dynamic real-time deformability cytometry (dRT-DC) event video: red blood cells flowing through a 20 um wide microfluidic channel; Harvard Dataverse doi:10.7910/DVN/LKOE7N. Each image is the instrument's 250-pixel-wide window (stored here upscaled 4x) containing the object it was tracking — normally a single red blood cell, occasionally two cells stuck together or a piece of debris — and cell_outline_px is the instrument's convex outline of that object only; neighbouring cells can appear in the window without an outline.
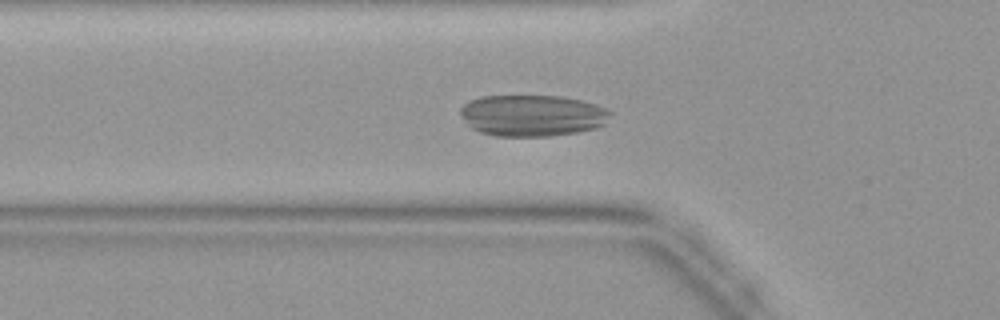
{"species": "common noctule bat (a hibernating species)", "species_latin": "Nyctalus noctula", "temperature_condition": "warm", "stored_images_in_passage": 43, "camera_frame_rate_fps": 3000, "um_per_image_px": 0.085, "animal": {"sex": "female", "body_mass_g": 19.9}, "frame": {"image": 1, "passage_image": 14, "time_ms": 4.333, "image_size_px": [1000, 320], "cell_outline_px": [[612, 112], [604, 124], [596, 128], [576, 132], [548, 136], [496, 136], [480, 132], [472, 128], [468, 124], [460, 112], [460, 108], [468, 100], [480, 96], [560, 96], [580, 100], [596, 104], [608, 108]], "centroid_in_image_um": [45.25, 9.81], "position_along_channel_um": 80.6, "area_um2": 36.24}}
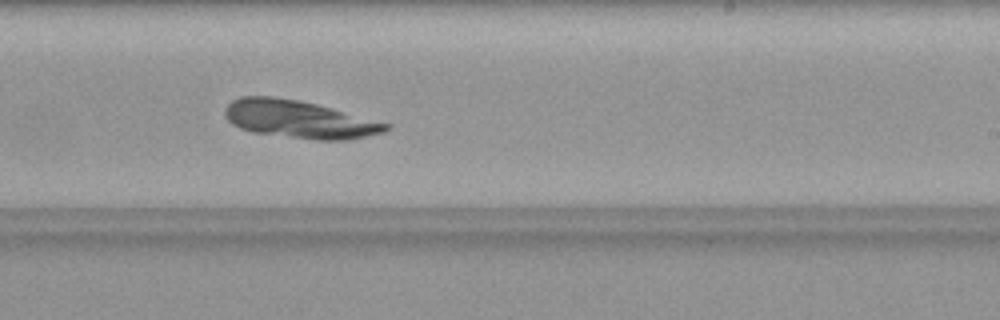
{"frame": {"image": 2, "passage_image": 26, "time_ms": 8.333, "image_size_px": [1000, 320], "cell_outline_px": [[392, 128], [384, 132], [344, 140], [316, 140], [252, 132], [240, 128], [232, 124], [224, 116], [224, 108], [232, 100], [240, 96], [272, 96], [300, 100], [316, 104], [392, 124]], "centroid_in_image_um": [25.41, 10.13], "position_along_channel_um": 263.6, "area_um2": 35.43}}
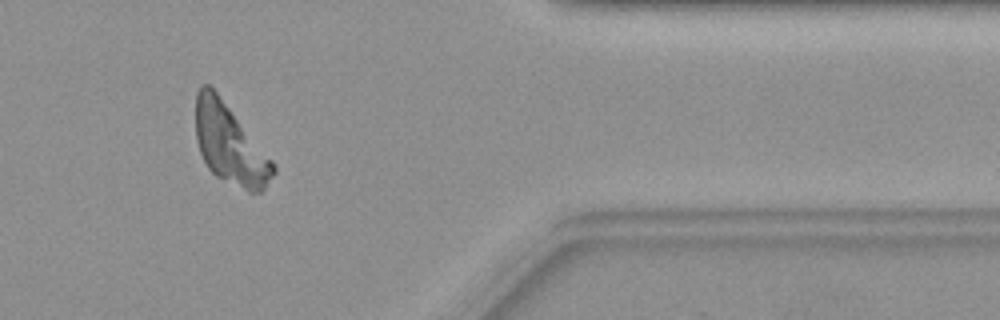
{"frame": {"image": 3, "passage_image": 36, "time_ms": 11.667, "image_size_px": [1000, 320], "cell_outline_px": [[276, 172], [264, 188], [260, 192], [248, 192], [216, 176], [208, 168], [200, 152], [196, 140], [196, 92], [200, 84], [208, 84], [216, 92], [276, 164]], "centroid_in_image_um": [19.54, 12.28], "position_along_channel_um": 391.9, "area_um2": 35.72}}